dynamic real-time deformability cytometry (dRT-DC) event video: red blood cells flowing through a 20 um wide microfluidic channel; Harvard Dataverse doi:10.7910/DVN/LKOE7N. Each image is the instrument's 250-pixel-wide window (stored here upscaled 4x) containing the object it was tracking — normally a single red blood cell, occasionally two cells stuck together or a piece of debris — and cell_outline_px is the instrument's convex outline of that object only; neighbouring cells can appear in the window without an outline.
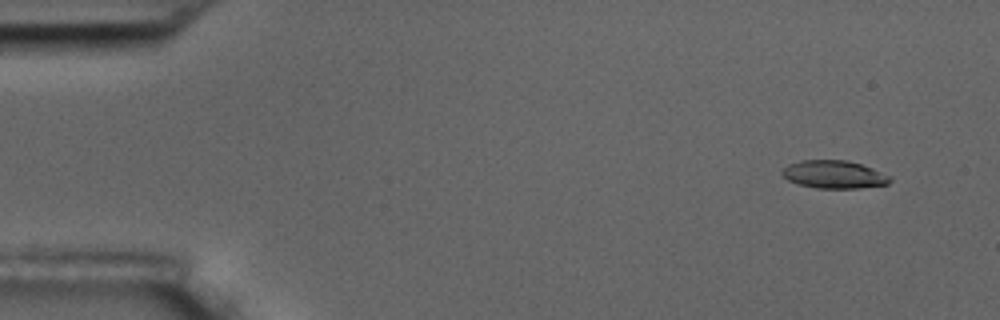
{"species": "common noctule bat (a hibernating species)", "species_latin": "Nyctalus noctula", "temperature_condition": "room temperature", "stored_images_in_passage": 8, "camera_frame_rate_fps": 3000, "um_per_image_px": 0.085, "animal": {"sex": "male", "body_mass_g": 17.5, "forearm_length_mm": 52.3}, "frame": {"image": 1, "passage_image": 2, "time_ms": 1.333, "image_size_px": [1000, 320], "cell_outline_px": [[892, 180], [888, 184], [860, 188], [816, 188], [800, 184], [788, 180], [780, 172], [788, 164], [800, 160], [848, 160], [872, 168], [892, 176]], "centroid_in_image_um": [70.91, 14.82], "position_along_channel_um": 14.1, "area_um2": 17.57}}
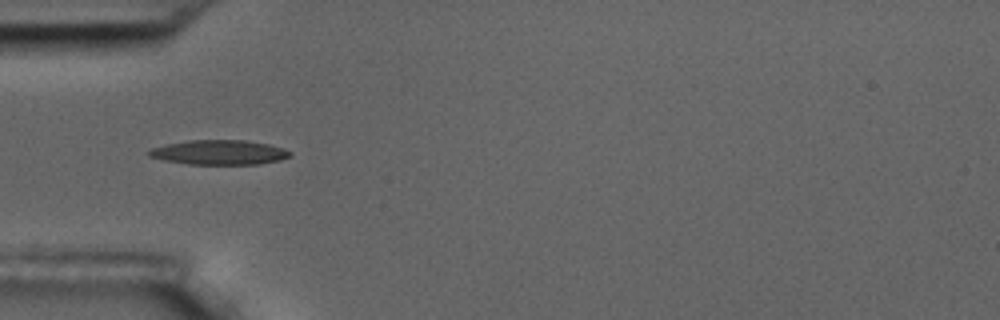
{"frame": {"image": 2, "passage_image": 6, "time_ms": 6.0, "image_size_px": [1000, 320], "cell_outline_px": [[292, 156], [280, 160], [260, 164], [188, 164], [164, 160], [148, 156], [148, 152], [152, 148], [168, 144], [188, 140], [244, 140], [268, 144], [284, 148], [292, 152]], "centroid_in_image_um": [18.68, 12.95], "position_along_channel_um": 66.3, "area_um2": 20.23}}